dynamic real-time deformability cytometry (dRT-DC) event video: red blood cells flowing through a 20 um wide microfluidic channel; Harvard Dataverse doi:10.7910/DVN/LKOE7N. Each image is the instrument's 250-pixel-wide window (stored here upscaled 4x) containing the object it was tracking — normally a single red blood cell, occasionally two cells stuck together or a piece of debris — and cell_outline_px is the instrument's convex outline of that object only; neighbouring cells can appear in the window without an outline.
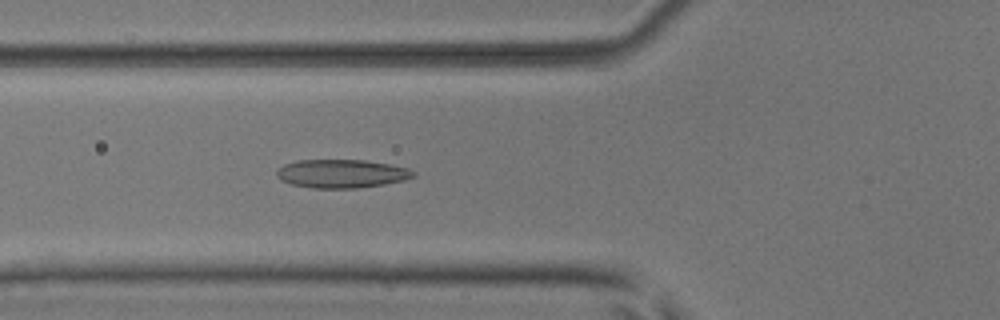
{"species": "common noctule bat (a hibernating species)", "species_latin": "Nyctalus noctula", "temperature_condition": "room temperature", "stored_images_in_passage": 45, "camera_frame_rate_fps": 3000, "um_per_image_px": 0.085, "animal": {"sex": "male", "body_mass_g": 17.9, "forearm_length_mm": 54.2}, "frame": {"image": 1, "passage_image": 13, "time_ms": 4.0, "image_size_px": [1000, 320], "cell_outline_px": [[416, 176], [404, 180], [384, 184], [356, 188], [312, 188], [292, 184], [280, 180], [276, 176], [276, 172], [284, 164], [296, 160], [364, 160], [392, 164], [408, 168], [416, 172]], "centroid_in_image_um": [29.05, 14.75], "position_along_channel_um": 96.7, "area_um2": 22.77}}
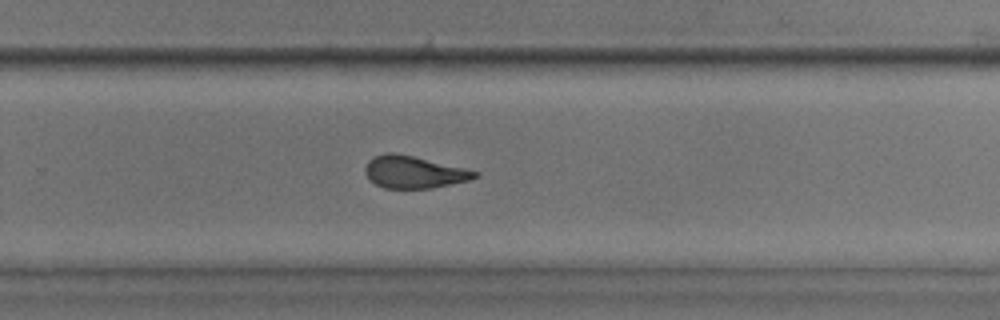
{"frame": {"image": 2, "passage_image": 28, "time_ms": 9.0, "image_size_px": [1000, 320], "cell_outline_px": [[480, 176], [468, 180], [432, 188], [384, 188], [368, 180], [364, 172], [364, 168], [368, 160], [372, 156], [388, 152], [392, 152], [412, 156], [464, 168], [480, 172]], "centroid_in_image_um": [35.13, 14.62], "position_along_channel_um": 294.7, "area_um2": 20.58}}
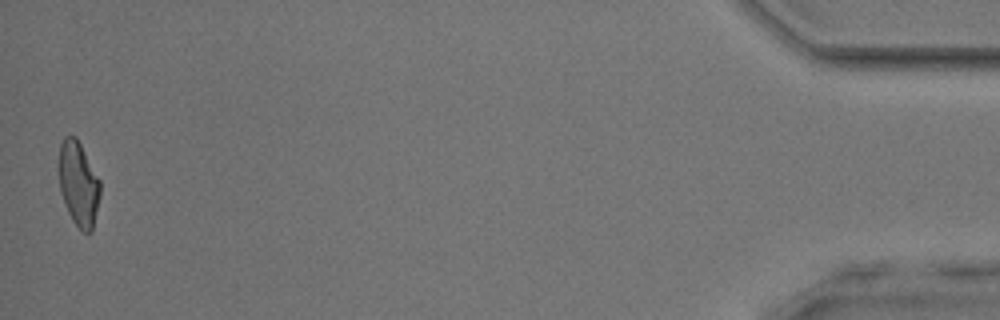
{"frame": {"image": 3, "passage_image": 45, "time_ms": 14.667, "image_size_px": [1000, 320], "cell_outline_px": [[100, 196], [92, 232], [84, 232], [72, 220], [68, 212], [60, 192], [56, 168], [60, 144], [64, 136], [76, 136], [100, 180]], "centroid_in_image_um": [6.63, 15.58], "position_along_channel_um": 428.6, "area_um2": 20.75}, "authors_computed_cell_mechanics": {"area_um2": 21.3282, "velocity_mm_per_s": 3.9655, "shape_relaxation_time_tau1_ms": null, "shape_relaxation_time_tau2_ms": 1.5014, "deformation_change_tau1": null, "deformation_change_tau2": 0.0937}}